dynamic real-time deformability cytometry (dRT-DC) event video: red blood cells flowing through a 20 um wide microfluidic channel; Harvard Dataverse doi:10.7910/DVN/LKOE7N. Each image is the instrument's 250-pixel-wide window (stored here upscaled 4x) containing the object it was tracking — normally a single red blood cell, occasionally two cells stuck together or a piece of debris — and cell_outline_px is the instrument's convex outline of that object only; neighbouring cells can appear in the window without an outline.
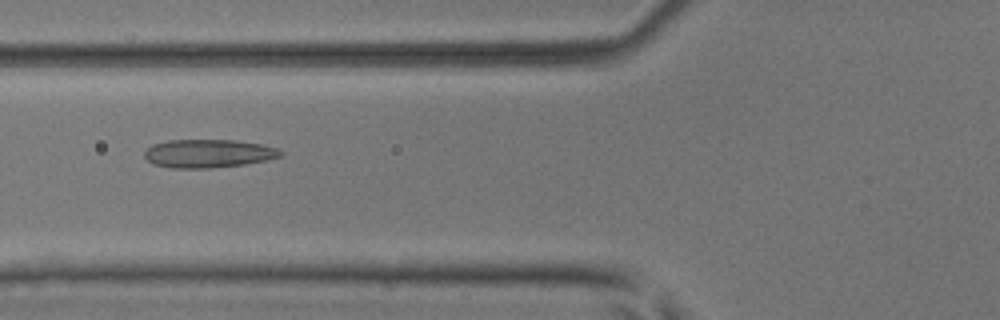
{"species": "common noctule bat (a hibernating species)", "species_latin": "Nyctalus noctula", "temperature_condition": "room temperature", "stored_images_in_passage": 5, "camera_frame_rate_fps": 3000, "um_per_image_px": 0.085, "animal": {"sex": "male", "body_mass_g": 17.9, "forearm_length_mm": 54.2}, "frame": {"image": 1, "passage_image": 5, "time_ms": 1.333, "image_size_px": [1000, 320], "cell_outline_px": [[284, 156], [268, 160], [244, 164], [212, 168], [172, 168], [152, 164], [144, 156], [144, 152], [152, 144], [168, 140], [236, 140], [264, 144], [276, 148], [284, 152]], "centroid_in_image_um": [17.74, 13.04], "position_along_channel_um": 108.1, "area_um2": 22.72}}